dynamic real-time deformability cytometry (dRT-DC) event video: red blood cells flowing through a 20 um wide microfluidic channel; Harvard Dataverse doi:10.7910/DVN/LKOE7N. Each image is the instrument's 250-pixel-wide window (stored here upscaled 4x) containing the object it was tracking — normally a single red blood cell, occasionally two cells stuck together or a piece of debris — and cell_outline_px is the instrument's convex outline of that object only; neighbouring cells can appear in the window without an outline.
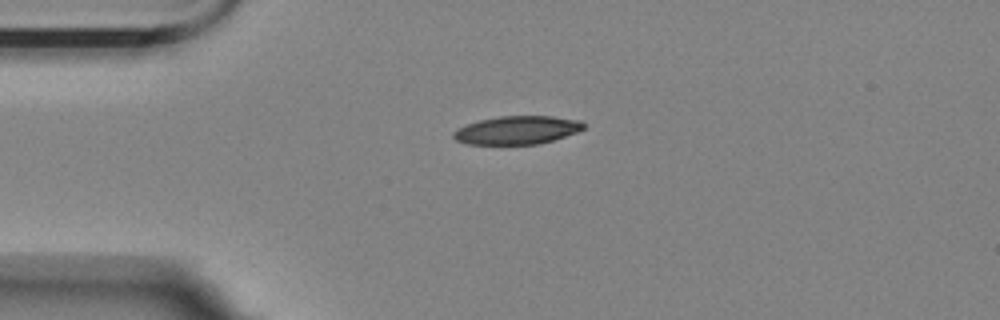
{"species": "Egyptian fruit bat (a non-hibernating species)", "species_latin": "Rousettus aegyptiacus", "temperature_condition": "room temperature", "stored_images_in_passage": 44, "camera_frame_rate_fps": 3000, "um_per_image_px": 0.085, "animal": {"sex": "female"}, "frame": {"image": 1, "passage_image": 1, "time_ms": 0.0, "image_size_px": [1000, 320], "cell_outline_px": [[584, 128], [576, 132], [540, 144], [468, 144], [456, 140], [452, 136], [452, 132], [456, 128], [480, 120], [500, 116], [552, 116], [580, 120], [584, 124]], "centroid_in_image_um": [43.93, 11.06], "position_along_channel_um": 41.1, "area_um2": 21.33}}
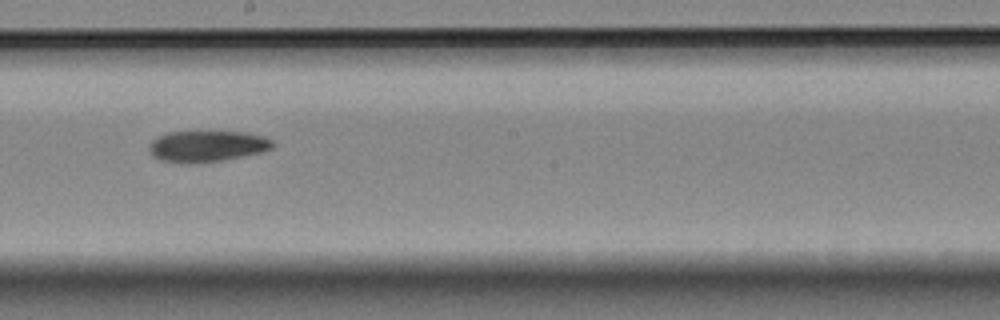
{"frame": {"image": 2, "passage_image": 19, "time_ms": 6.0, "image_size_px": [1000, 320], "cell_outline_px": [[276, 144], [272, 148], [260, 152], [224, 160], [200, 164], [180, 164], [160, 160], [152, 156], [148, 152], [148, 144], [156, 136], [168, 132], [240, 132], [260, 136], [272, 140]], "centroid_in_image_um": [17.5, 12.45], "position_along_channel_um": 230.7, "area_um2": 22.77}}
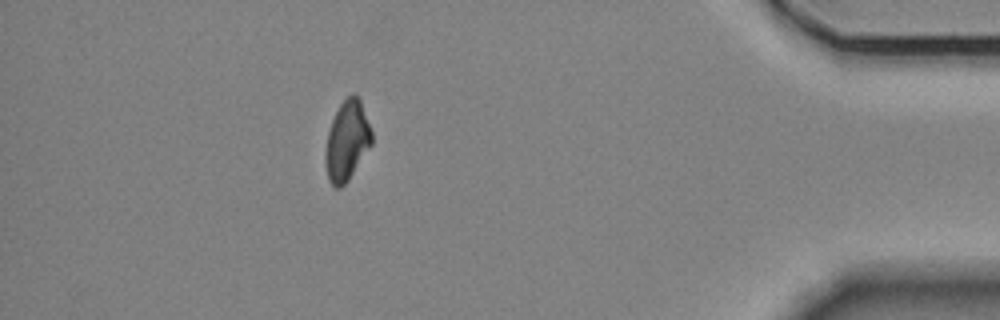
{"frame": {"image": 3, "passage_image": 38, "time_ms": 12.333, "image_size_px": [1000, 320], "cell_outline_px": [[372, 144], [348, 180], [340, 188], [336, 188], [328, 180], [324, 160], [324, 156], [328, 132], [332, 120], [340, 104], [352, 92], [360, 100], [372, 132]], "centroid_in_image_um": [29.48, 11.99], "position_along_channel_um": 405.7, "area_um2": 21.33}, "authors_computed_cell_mechanics": {"area_um2": 22.3686, "velocity_mm_per_s": 3.5226, "shape_relaxation_time_tau1_ms": 5.6183, "shape_relaxation_time_tau2_ms": null, "deformation_change_tau1": 0.1366, "deformation_change_tau2": null}}